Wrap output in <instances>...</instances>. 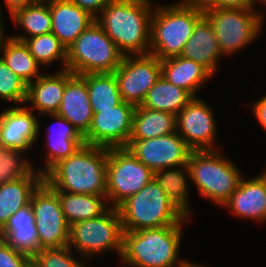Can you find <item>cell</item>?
<instances>
[{
    "label": "cell",
    "instance_id": "obj_27",
    "mask_svg": "<svg viewBox=\"0 0 266 267\" xmlns=\"http://www.w3.org/2000/svg\"><path fill=\"white\" fill-rule=\"evenodd\" d=\"M0 50L2 51L0 58L27 85L41 75V66L30 53L24 41L17 40L11 35L6 36L0 45Z\"/></svg>",
    "mask_w": 266,
    "mask_h": 267
},
{
    "label": "cell",
    "instance_id": "obj_33",
    "mask_svg": "<svg viewBox=\"0 0 266 267\" xmlns=\"http://www.w3.org/2000/svg\"><path fill=\"white\" fill-rule=\"evenodd\" d=\"M21 153L25 154L10 148L0 150V184L26 178L35 169Z\"/></svg>",
    "mask_w": 266,
    "mask_h": 267
},
{
    "label": "cell",
    "instance_id": "obj_25",
    "mask_svg": "<svg viewBox=\"0 0 266 267\" xmlns=\"http://www.w3.org/2000/svg\"><path fill=\"white\" fill-rule=\"evenodd\" d=\"M176 132V115L136 106L129 140L156 138Z\"/></svg>",
    "mask_w": 266,
    "mask_h": 267
},
{
    "label": "cell",
    "instance_id": "obj_9",
    "mask_svg": "<svg viewBox=\"0 0 266 267\" xmlns=\"http://www.w3.org/2000/svg\"><path fill=\"white\" fill-rule=\"evenodd\" d=\"M204 15L213 25L224 57L240 53L244 47L257 41L265 22L264 12L257 9L212 8L205 10Z\"/></svg>",
    "mask_w": 266,
    "mask_h": 267
},
{
    "label": "cell",
    "instance_id": "obj_36",
    "mask_svg": "<svg viewBox=\"0 0 266 267\" xmlns=\"http://www.w3.org/2000/svg\"><path fill=\"white\" fill-rule=\"evenodd\" d=\"M0 238L31 258L41 250L36 227L3 228L0 231Z\"/></svg>",
    "mask_w": 266,
    "mask_h": 267
},
{
    "label": "cell",
    "instance_id": "obj_14",
    "mask_svg": "<svg viewBox=\"0 0 266 267\" xmlns=\"http://www.w3.org/2000/svg\"><path fill=\"white\" fill-rule=\"evenodd\" d=\"M126 148L153 172L187 166L193 151L177 132L156 138L129 140Z\"/></svg>",
    "mask_w": 266,
    "mask_h": 267
},
{
    "label": "cell",
    "instance_id": "obj_37",
    "mask_svg": "<svg viewBox=\"0 0 266 267\" xmlns=\"http://www.w3.org/2000/svg\"><path fill=\"white\" fill-rule=\"evenodd\" d=\"M0 267H31V257L0 238Z\"/></svg>",
    "mask_w": 266,
    "mask_h": 267
},
{
    "label": "cell",
    "instance_id": "obj_41",
    "mask_svg": "<svg viewBox=\"0 0 266 267\" xmlns=\"http://www.w3.org/2000/svg\"><path fill=\"white\" fill-rule=\"evenodd\" d=\"M252 110L254 112V116L257 118L259 124L266 130V96L259 98L253 102Z\"/></svg>",
    "mask_w": 266,
    "mask_h": 267
},
{
    "label": "cell",
    "instance_id": "obj_7",
    "mask_svg": "<svg viewBox=\"0 0 266 267\" xmlns=\"http://www.w3.org/2000/svg\"><path fill=\"white\" fill-rule=\"evenodd\" d=\"M123 54L94 21L67 48L66 69L75 75L113 73Z\"/></svg>",
    "mask_w": 266,
    "mask_h": 267
},
{
    "label": "cell",
    "instance_id": "obj_21",
    "mask_svg": "<svg viewBox=\"0 0 266 267\" xmlns=\"http://www.w3.org/2000/svg\"><path fill=\"white\" fill-rule=\"evenodd\" d=\"M180 56L201 64L212 75L217 73L218 61L223 55L213 25L205 15L198 20Z\"/></svg>",
    "mask_w": 266,
    "mask_h": 267
},
{
    "label": "cell",
    "instance_id": "obj_18",
    "mask_svg": "<svg viewBox=\"0 0 266 267\" xmlns=\"http://www.w3.org/2000/svg\"><path fill=\"white\" fill-rule=\"evenodd\" d=\"M242 178L238 188L223 205L234 216L252 219L253 222L266 221V170L248 180Z\"/></svg>",
    "mask_w": 266,
    "mask_h": 267
},
{
    "label": "cell",
    "instance_id": "obj_2",
    "mask_svg": "<svg viewBox=\"0 0 266 267\" xmlns=\"http://www.w3.org/2000/svg\"><path fill=\"white\" fill-rule=\"evenodd\" d=\"M108 148L84 144L57 162L43 181L54 191L106 197Z\"/></svg>",
    "mask_w": 266,
    "mask_h": 267
},
{
    "label": "cell",
    "instance_id": "obj_15",
    "mask_svg": "<svg viewBox=\"0 0 266 267\" xmlns=\"http://www.w3.org/2000/svg\"><path fill=\"white\" fill-rule=\"evenodd\" d=\"M216 126L212 107L199 97H193L176 115V132L193 151L218 150Z\"/></svg>",
    "mask_w": 266,
    "mask_h": 267
},
{
    "label": "cell",
    "instance_id": "obj_11",
    "mask_svg": "<svg viewBox=\"0 0 266 267\" xmlns=\"http://www.w3.org/2000/svg\"><path fill=\"white\" fill-rule=\"evenodd\" d=\"M30 204L40 249L67 246L70 225L63 214L58 194L43 181L33 192Z\"/></svg>",
    "mask_w": 266,
    "mask_h": 267
},
{
    "label": "cell",
    "instance_id": "obj_40",
    "mask_svg": "<svg viewBox=\"0 0 266 267\" xmlns=\"http://www.w3.org/2000/svg\"><path fill=\"white\" fill-rule=\"evenodd\" d=\"M73 4L89 12L93 17L100 15L111 0H70Z\"/></svg>",
    "mask_w": 266,
    "mask_h": 267
},
{
    "label": "cell",
    "instance_id": "obj_45",
    "mask_svg": "<svg viewBox=\"0 0 266 267\" xmlns=\"http://www.w3.org/2000/svg\"><path fill=\"white\" fill-rule=\"evenodd\" d=\"M34 2H43V1H47V0H33Z\"/></svg>",
    "mask_w": 266,
    "mask_h": 267
},
{
    "label": "cell",
    "instance_id": "obj_46",
    "mask_svg": "<svg viewBox=\"0 0 266 267\" xmlns=\"http://www.w3.org/2000/svg\"><path fill=\"white\" fill-rule=\"evenodd\" d=\"M261 2L266 6V0H262Z\"/></svg>",
    "mask_w": 266,
    "mask_h": 267
},
{
    "label": "cell",
    "instance_id": "obj_13",
    "mask_svg": "<svg viewBox=\"0 0 266 267\" xmlns=\"http://www.w3.org/2000/svg\"><path fill=\"white\" fill-rule=\"evenodd\" d=\"M135 108L122 101L111 109L94 110L91 126L84 135L85 143L106 148L127 147Z\"/></svg>",
    "mask_w": 266,
    "mask_h": 267
},
{
    "label": "cell",
    "instance_id": "obj_3",
    "mask_svg": "<svg viewBox=\"0 0 266 267\" xmlns=\"http://www.w3.org/2000/svg\"><path fill=\"white\" fill-rule=\"evenodd\" d=\"M184 223L123 233L121 261L132 267H187L179 259Z\"/></svg>",
    "mask_w": 266,
    "mask_h": 267
},
{
    "label": "cell",
    "instance_id": "obj_29",
    "mask_svg": "<svg viewBox=\"0 0 266 267\" xmlns=\"http://www.w3.org/2000/svg\"><path fill=\"white\" fill-rule=\"evenodd\" d=\"M154 178L168 198L190 218L187 181V178L190 179V174L187 166L159 169L154 172Z\"/></svg>",
    "mask_w": 266,
    "mask_h": 267
},
{
    "label": "cell",
    "instance_id": "obj_8",
    "mask_svg": "<svg viewBox=\"0 0 266 267\" xmlns=\"http://www.w3.org/2000/svg\"><path fill=\"white\" fill-rule=\"evenodd\" d=\"M123 228L118 208L110 207L97 218L75 222L69 227L68 247L80 256L93 257L106 251H123Z\"/></svg>",
    "mask_w": 266,
    "mask_h": 267
},
{
    "label": "cell",
    "instance_id": "obj_43",
    "mask_svg": "<svg viewBox=\"0 0 266 267\" xmlns=\"http://www.w3.org/2000/svg\"><path fill=\"white\" fill-rule=\"evenodd\" d=\"M2 15L3 14H1V11H0V45L3 42L4 38L6 37L5 30H4L5 27H4V22H3Z\"/></svg>",
    "mask_w": 266,
    "mask_h": 267
},
{
    "label": "cell",
    "instance_id": "obj_34",
    "mask_svg": "<svg viewBox=\"0 0 266 267\" xmlns=\"http://www.w3.org/2000/svg\"><path fill=\"white\" fill-rule=\"evenodd\" d=\"M27 84L0 58V100L14 104H25Z\"/></svg>",
    "mask_w": 266,
    "mask_h": 267
},
{
    "label": "cell",
    "instance_id": "obj_4",
    "mask_svg": "<svg viewBox=\"0 0 266 267\" xmlns=\"http://www.w3.org/2000/svg\"><path fill=\"white\" fill-rule=\"evenodd\" d=\"M204 11L192 0L154 6L149 54L163 60L180 56Z\"/></svg>",
    "mask_w": 266,
    "mask_h": 267
},
{
    "label": "cell",
    "instance_id": "obj_10",
    "mask_svg": "<svg viewBox=\"0 0 266 267\" xmlns=\"http://www.w3.org/2000/svg\"><path fill=\"white\" fill-rule=\"evenodd\" d=\"M153 178L154 172L128 148H108L106 198L110 207L118 208Z\"/></svg>",
    "mask_w": 266,
    "mask_h": 267
},
{
    "label": "cell",
    "instance_id": "obj_42",
    "mask_svg": "<svg viewBox=\"0 0 266 267\" xmlns=\"http://www.w3.org/2000/svg\"><path fill=\"white\" fill-rule=\"evenodd\" d=\"M5 2L10 16H12L19 9L34 3L33 0H5Z\"/></svg>",
    "mask_w": 266,
    "mask_h": 267
},
{
    "label": "cell",
    "instance_id": "obj_39",
    "mask_svg": "<svg viewBox=\"0 0 266 267\" xmlns=\"http://www.w3.org/2000/svg\"><path fill=\"white\" fill-rule=\"evenodd\" d=\"M34 221V213L31 204L29 203L11 215L4 228L36 227Z\"/></svg>",
    "mask_w": 266,
    "mask_h": 267
},
{
    "label": "cell",
    "instance_id": "obj_16",
    "mask_svg": "<svg viewBox=\"0 0 266 267\" xmlns=\"http://www.w3.org/2000/svg\"><path fill=\"white\" fill-rule=\"evenodd\" d=\"M40 134L39 116L26 106H12L0 113V139L3 148L26 152Z\"/></svg>",
    "mask_w": 266,
    "mask_h": 267
},
{
    "label": "cell",
    "instance_id": "obj_30",
    "mask_svg": "<svg viewBox=\"0 0 266 267\" xmlns=\"http://www.w3.org/2000/svg\"><path fill=\"white\" fill-rule=\"evenodd\" d=\"M87 85L92 110H106L123 100L114 73H88L80 75Z\"/></svg>",
    "mask_w": 266,
    "mask_h": 267
},
{
    "label": "cell",
    "instance_id": "obj_28",
    "mask_svg": "<svg viewBox=\"0 0 266 267\" xmlns=\"http://www.w3.org/2000/svg\"><path fill=\"white\" fill-rule=\"evenodd\" d=\"M192 99L193 96L188 91L171 84L161 76L139 106L177 115Z\"/></svg>",
    "mask_w": 266,
    "mask_h": 267
},
{
    "label": "cell",
    "instance_id": "obj_23",
    "mask_svg": "<svg viewBox=\"0 0 266 267\" xmlns=\"http://www.w3.org/2000/svg\"><path fill=\"white\" fill-rule=\"evenodd\" d=\"M161 76L175 86L188 91L193 97L212 78V74L194 60L173 56L161 60ZM204 83V84H203Z\"/></svg>",
    "mask_w": 266,
    "mask_h": 267
},
{
    "label": "cell",
    "instance_id": "obj_17",
    "mask_svg": "<svg viewBox=\"0 0 266 267\" xmlns=\"http://www.w3.org/2000/svg\"><path fill=\"white\" fill-rule=\"evenodd\" d=\"M57 115L69 121L84 136L92 123L93 110L86 81L66 69V85Z\"/></svg>",
    "mask_w": 266,
    "mask_h": 267
},
{
    "label": "cell",
    "instance_id": "obj_38",
    "mask_svg": "<svg viewBox=\"0 0 266 267\" xmlns=\"http://www.w3.org/2000/svg\"><path fill=\"white\" fill-rule=\"evenodd\" d=\"M203 11L212 8L256 9V2L262 0H192Z\"/></svg>",
    "mask_w": 266,
    "mask_h": 267
},
{
    "label": "cell",
    "instance_id": "obj_35",
    "mask_svg": "<svg viewBox=\"0 0 266 267\" xmlns=\"http://www.w3.org/2000/svg\"><path fill=\"white\" fill-rule=\"evenodd\" d=\"M67 246L41 249L31 258V267H88L84 261L73 256Z\"/></svg>",
    "mask_w": 266,
    "mask_h": 267
},
{
    "label": "cell",
    "instance_id": "obj_19",
    "mask_svg": "<svg viewBox=\"0 0 266 267\" xmlns=\"http://www.w3.org/2000/svg\"><path fill=\"white\" fill-rule=\"evenodd\" d=\"M51 15V32L67 49L94 21L89 12L70 0H48Z\"/></svg>",
    "mask_w": 266,
    "mask_h": 267
},
{
    "label": "cell",
    "instance_id": "obj_24",
    "mask_svg": "<svg viewBox=\"0 0 266 267\" xmlns=\"http://www.w3.org/2000/svg\"><path fill=\"white\" fill-rule=\"evenodd\" d=\"M36 169L26 178L0 184V231L12 214L30 203L33 192L43 182V175Z\"/></svg>",
    "mask_w": 266,
    "mask_h": 267
},
{
    "label": "cell",
    "instance_id": "obj_5",
    "mask_svg": "<svg viewBox=\"0 0 266 267\" xmlns=\"http://www.w3.org/2000/svg\"><path fill=\"white\" fill-rule=\"evenodd\" d=\"M123 232L186 223L187 217L153 178L118 207Z\"/></svg>",
    "mask_w": 266,
    "mask_h": 267
},
{
    "label": "cell",
    "instance_id": "obj_12",
    "mask_svg": "<svg viewBox=\"0 0 266 267\" xmlns=\"http://www.w3.org/2000/svg\"><path fill=\"white\" fill-rule=\"evenodd\" d=\"M113 73L122 100L139 106L161 77V60L151 54L123 55L120 66Z\"/></svg>",
    "mask_w": 266,
    "mask_h": 267
},
{
    "label": "cell",
    "instance_id": "obj_44",
    "mask_svg": "<svg viewBox=\"0 0 266 267\" xmlns=\"http://www.w3.org/2000/svg\"><path fill=\"white\" fill-rule=\"evenodd\" d=\"M187 267H206V266H202V265L194 264L192 262H188Z\"/></svg>",
    "mask_w": 266,
    "mask_h": 267
},
{
    "label": "cell",
    "instance_id": "obj_26",
    "mask_svg": "<svg viewBox=\"0 0 266 267\" xmlns=\"http://www.w3.org/2000/svg\"><path fill=\"white\" fill-rule=\"evenodd\" d=\"M55 192L58 194L63 214L69 225L97 218L110 208L109 204H106L107 198L103 195Z\"/></svg>",
    "mask_w": 266,
    "mask_h": 267
},
{
    "label": "cell",
    "instance_id": "obj_32",
    "mask_svg": "<svg viewBox=\"0 0 266 267\" xmlns=\"http://www.w3.org/2000/svg\"><path fill=\"white\" fill-rule=\"evenodd\" d=\"M24 42L41 67L59 60L62 70L66 69L67 49L52 32L27 38Z\"/></svg>",
    "mask_w": 266,
    "mask_h": 267
},
{
    "label": "cell",
    "instance_id": "obj_1",
    "mask_svg": "<svg viewBox=\"0 0 266 267\" xmlns=\"http://www.w3.org/2000/svg\"><path fill=\"white\" fill-rule=\"evenodd\" d=\"M150 0H111L95 21L123 55H146L150 48Z\"/></svg>",
    "mask_w": 266,
    "mask_h": 267
},
{
    "label": "cell",
    "instance_id": "obj_31",
    "mask_svg": "<svg viewBox=\"0 0 266 267\" xmlns=\"http://www.w3.org/2000/svg\"><path fill=\"white\" fill-rule=\"evenodd\" d=\"M11 19L14 25H18L28 34L11 36L17 40L24 41L27 38L50 33L52 30L48 0L34 2L19 9L11 16Z\"/></svg>",
    "mask_w": 266,
    "mask_h": 267
},
{
    "label": "cell",
    "instance_id": "obj_22",
    "mask_svg": "<svg viewBox=\"0 0 266 267\" xmlns=\"http://www.w3.org/2000/svg\"><path fill=\"white\" fill-rule=\"evenodd\" d=\"M66 85V69L55 74H41L27 85L25 103L41 114H56L59 110Z\"/></svg>",
    "mask_w": 266,
    "mask_h": 267
},
{
    "label": "cell",
    "instance_id": "obj_47",
    "mask_svg": "<svg viewBox=\"0 0 266 267\" xmlns=\"http://www.w3.org/2000/svg\"><path fill=\"white\" fill-rule=\"evenodd\" d=\"M3 147H2V144H1V139H0V150L2 149Z\"/></svg>",
    "mask_w": 266,
    "mask_h": 267
},
{
    "label": "cell",
    "instance_id": "obj_6",
    "mask_svg": "<svg viewBox=\"0 0 266 267\" xmlns=\"http://www.w3.org/2000/svg\"><path fill=\"white\" fill-rule=\"evenodd\" d=\"M190 179L199 194L223 206L236 191L243 174L219 150L192 151L187 163Z\"/></svg>",
    "mask_w": 266,
    "mask_h": 267
},
{
    "label": "cell",
    "instance_id": "obj_20",
    "mask_svg": "<svg viewBox=\"0 0 266 267\" xmlns=\"http://www.w3.org/2000/svg\"><path fill=\"white\" fill-rule=\"evenodd\" d=\"M45 116H51L56 121L52 125L54 124L56 127H48L49 129L46 132L47 137H49L46 141L48 152H46V158L44 159L45 166L42 169H36L42 175L57 162L73 155L80 147L86 144L84 136L69 121L57 114H45Z\"/></svg>",
    "mask_w": 266,
    "mask_h": 267
}]
</instances>
